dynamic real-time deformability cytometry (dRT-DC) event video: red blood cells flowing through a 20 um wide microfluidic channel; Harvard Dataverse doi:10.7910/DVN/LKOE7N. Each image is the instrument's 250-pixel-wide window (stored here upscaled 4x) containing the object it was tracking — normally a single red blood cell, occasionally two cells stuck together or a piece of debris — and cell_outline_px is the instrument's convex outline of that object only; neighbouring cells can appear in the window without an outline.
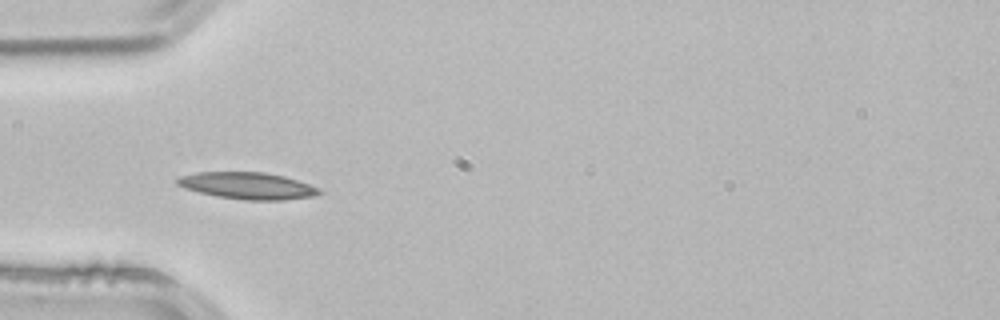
{"species": "common noctule bat (a hibernating species)", "species_latin": "Nyctalus noctula", "temperature_condition": "room temperature", "stored_images_in_passage": 3, "camera_frame_rate_fps": 3000, "um_per_image_px": 0.085, "animal": {"sex": "male", "body_mass_g": 21.5, "forearm_length_mm": 52.0}, "frame": {"image": 1, "passage_image": 3, "time_ms": 0.667, "image_size_px": [1000, 320], "cell_outline_px": [[324, 192], [316, 196], [284, 200], [244, 200], [216, 196], [184, 188], [176, 184], [176, 180], [180, 176], [196, 172], [264, 172], [284, 176], [320, 188]], "centroid_in_image_um": [21.07, 15.79], "position_along_channel_um": 63.9, "area_um2": 22.25}}